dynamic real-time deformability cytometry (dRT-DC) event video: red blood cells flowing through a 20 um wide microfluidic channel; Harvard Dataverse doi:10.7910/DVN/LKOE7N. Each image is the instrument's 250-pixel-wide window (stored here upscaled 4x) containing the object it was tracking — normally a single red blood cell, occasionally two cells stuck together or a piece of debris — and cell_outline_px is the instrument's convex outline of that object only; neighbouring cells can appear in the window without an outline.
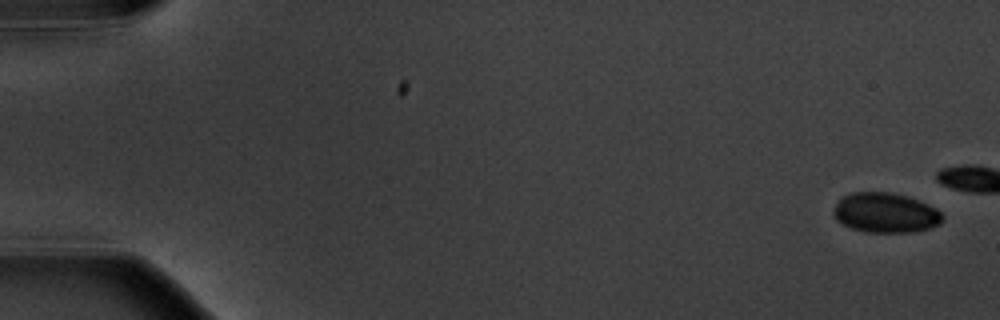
{"species": "common noctule bat (a hibernating species)", "species_latin": "Nyctalus noctula", "temperature_condition": "warm", "stored_images_in_passage": 6, "camera_frame_rate_fps": 3000, "um_per_image_px": 0.085, "animal": {"sex": "male", "body_mass_g": 20.1, "forearm_length_mm": 53.5}, "frame": {"image": 1, "passage_image": 1, "time_ms": 0.0, "image_size_px": [1000, 320], "cell_outline_px": [[944, 220], [940, 224], [928, 228], [912, 232], [864, 232], [852, 228], [836, 220], [832, 212], [836, 204], [844, 196], [852, 192], [892, 192], [908, 196], [920, 200], [936, 208], [944, 216]], "centroid_in_image_um": [75.29, 18.08], "position_along_channel_um": 9.7, "area_um2": 25.43}}